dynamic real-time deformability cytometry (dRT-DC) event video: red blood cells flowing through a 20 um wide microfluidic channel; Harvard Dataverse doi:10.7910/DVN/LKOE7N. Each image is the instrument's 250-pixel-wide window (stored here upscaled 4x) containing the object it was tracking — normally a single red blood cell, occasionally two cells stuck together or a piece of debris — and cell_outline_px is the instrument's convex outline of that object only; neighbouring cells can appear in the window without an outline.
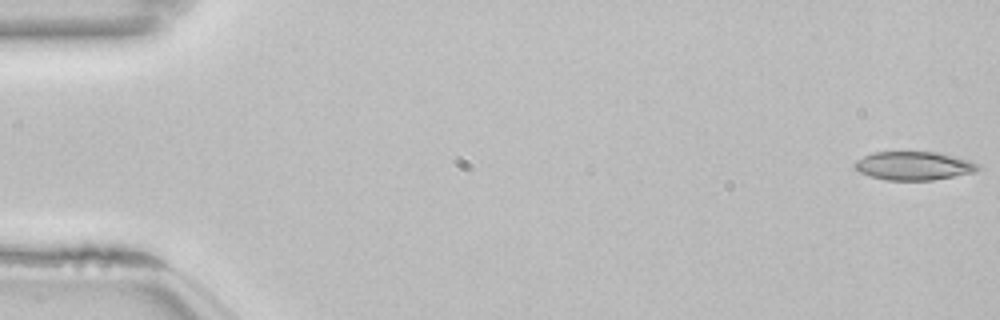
{"species": "common noctule bat (a hibernating species)", "species_latin": "Nyctalus noctula", "temperature_condition": "room temperature", "stored_images_in_passage": 54, "camera_frame_rate_fps": 3000, "um_per_image_px": 0.085, "animal": {"sex": "female", "body_mass_g": 22.7, "forearm_length_mm": 54.2}, "frame": {"image": 1, "passage_image": 1, "time_ms": 0.0, "image_size_px": [1000, 320], "cell_outline_px": [[980, 168], [976, 172], [932, 180], [884, 180], [868, 176], [860, 172], [852, 164], [856, 160], [872, 152], [936, 152], [972, 160], [980, 164]], "centroid_in_image_um": [77.68, 14.09], "position_along_channel_um": 7.3, "area_um2": 20.69}}
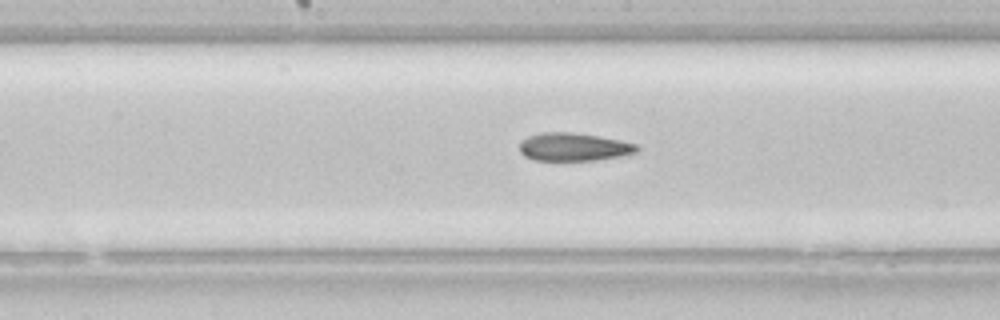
{"frame": {"image": 2, "passage_image": 28, "time_ms": 9.0, "image_size_px": [1000, 320], "cell_outline_px": [[640, 152], [620, 156], [596, 160], [536, 160], [524, 156], [520, 152], [520, 140], [528, 136], [540, 132], [572, 132], [620, 140], [636, 144], [640, 148]], "centroid_in_image_um": [48.76, 12.48], "position_along_channel_um": 199.4, "area_um2": 19.25}}
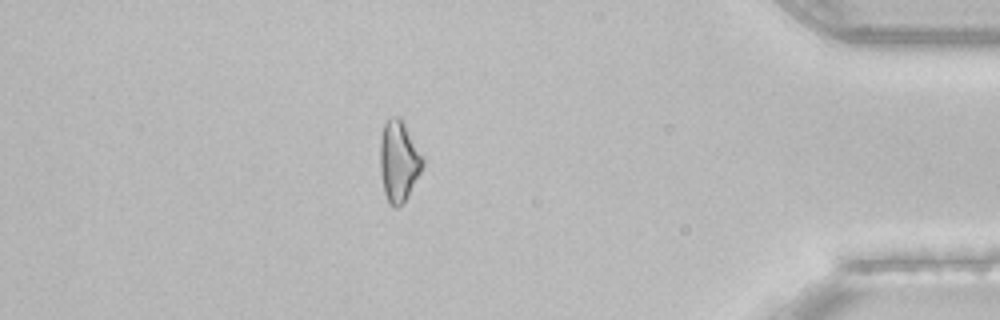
{"frame": {"image": 3, "passage_image": 47, "time_ms": 15.333, "image_size_px": [1000, 320], "cell_outline_px": [[424, 164], [404, 204], [396, 208], [392, 208], [388, 204], [384, 192], [380, 172], [380, 136], [384, 124], [392, 116], [400, 116], [424, 160]], "centroid_in_image_um": [33.87, 13.74], "position_along_channel_um": 401.3, "area_um2": 20.11}}